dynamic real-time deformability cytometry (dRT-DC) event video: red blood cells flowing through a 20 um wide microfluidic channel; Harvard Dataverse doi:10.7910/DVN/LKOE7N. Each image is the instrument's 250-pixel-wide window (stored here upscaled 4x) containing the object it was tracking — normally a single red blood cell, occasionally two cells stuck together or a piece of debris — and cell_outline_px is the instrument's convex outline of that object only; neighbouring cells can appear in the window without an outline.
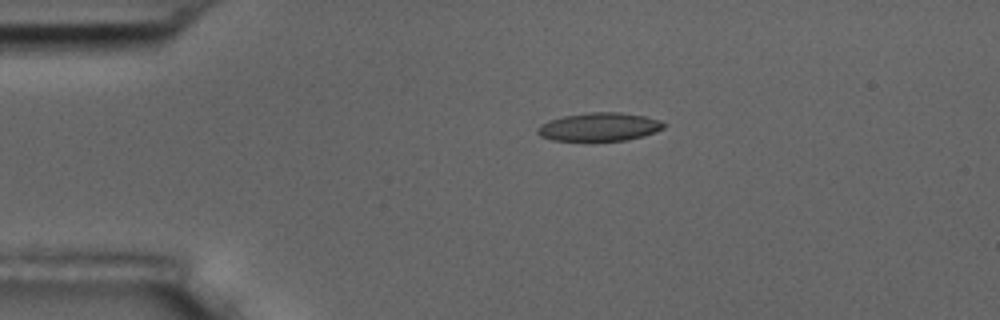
{"species": "common noctule bat (a hibernating species)", "species_latin": "Nyctalus noctula", "temperature_condition": "room temperature", "stored_images_in_passage": 2, "camera_frame_rate_fps": 3000, "um_per_image_px": 0.085, "animal": {"sex": "male", "body_mass_g": 17.5, "forearm_length_mm": 52.3}, "frame": {"image": 1, "passage_image": 1, "time_ms": 0.0, "image_size_px": [1000, 320], "cell_outline_px": [[668, 124], [664, 128], [656, 132], [644, 136], [628, 140], [552, 140], [540, 136], [536, 132], [536, 128], [540, 124], [548, 120], [564, 116], [588, 112], [620, 112], [644, 116], [660, 120]], "centroid_in_image_um": [50.96, 10.78], "position_along_channel_um": 34.0, "area_um2": 20.98}}